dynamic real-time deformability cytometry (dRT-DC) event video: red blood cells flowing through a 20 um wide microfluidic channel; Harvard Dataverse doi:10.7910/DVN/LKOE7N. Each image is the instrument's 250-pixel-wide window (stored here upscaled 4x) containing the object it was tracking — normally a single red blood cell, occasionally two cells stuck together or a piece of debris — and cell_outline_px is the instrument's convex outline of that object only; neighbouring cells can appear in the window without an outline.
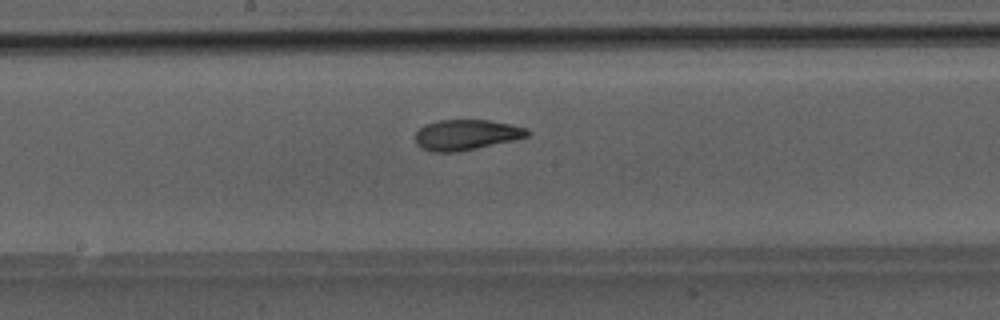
{"species": "Egyptian fruit bat (a non-hibernating species)", "species_latin": "Rousettus aegyptiacus", "temperature_condition": "room temperature", "stored_images_in_passage": 35, "camera_frame_rate_fps": 3000, "um_per_image_px": 0.085, "animal": {"sex": "male"}, "frame": {"image": 1, "passage_image": 15, "time_ms": 4.667, "image_size_px": [1000, 320], "cell_outline_px": [[532, 132], [528, 136], [516, 140], [456, 152], [432, 152], [420, 148], [416, 144], [416, 132], [424, 124], [440, 120], [488, 120], [512, 124], [528, 128]], "centroid_in_image_um": [39.66, 11.46], "position_along_channel_um": 208.5, "area_um2": 20.11}}
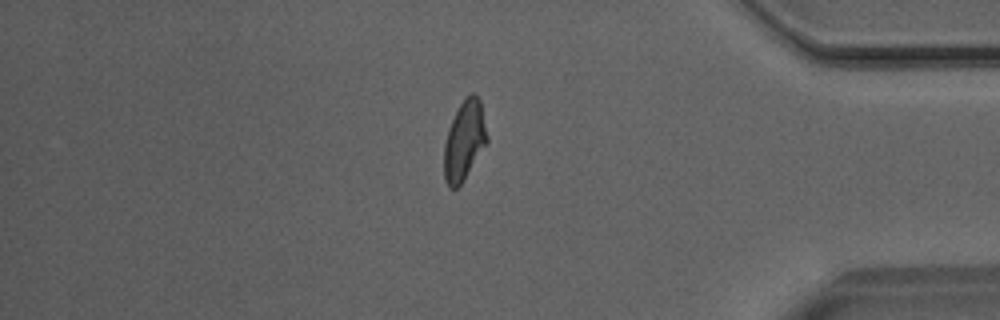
{"frame": {"image": 2, "passage_image": 30, "time_ms": 9.667, "image_size_px": [1000, 320], "cell_outline_px": [[488, 140], [464, 180], [456, 188], [448, 188], [444, 180], [444, 144], [448, 128], [460, 104], [472, 92], [480, 100], [488, 136]], "centroid_in_image_um": [39.45, 11.98], "position_along_channel_um": 395.7, "area_um2": 19.71}}